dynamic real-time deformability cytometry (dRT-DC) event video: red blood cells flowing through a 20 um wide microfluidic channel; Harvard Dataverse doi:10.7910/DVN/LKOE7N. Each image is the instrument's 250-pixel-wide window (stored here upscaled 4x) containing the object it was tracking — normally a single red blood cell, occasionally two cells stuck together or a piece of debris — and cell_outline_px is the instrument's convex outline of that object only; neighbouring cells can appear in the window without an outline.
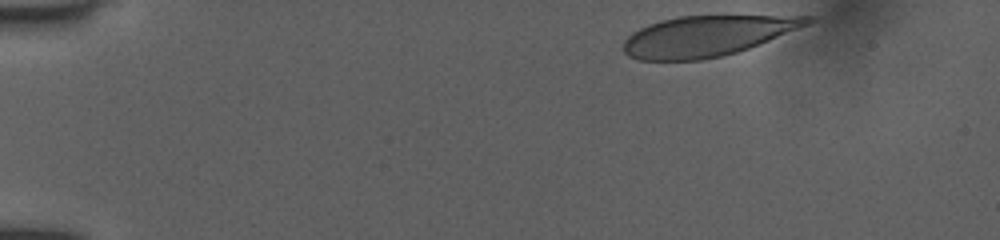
{"species": "human", "species_latin": "Homo sapiens", "temperature_condition": "room temperature", "stored_images_in_passage": 21, "camera_frame_rate_fps": 3000, "um_per_image_px": 0.085, "donor": {"sex": "female"}, "frame": {"image": 1, "passage_image": 1, "time_ms": 0.0, "image_size_px": [1000, 240], "cell_outline_px": [[816, 20], [808, 24], [748, 48], [736, 52], [720, 56], [700, 60], [640, 60], [628, 56], [624, 52], [624, 40], [632, 32], [640, 28], [660, 20], [680, 16], [816, 16]], "centroid_in_image_um": [60.06, 3.05], "position_along_channel_um": 24.9, "area_um2": 42.83}}
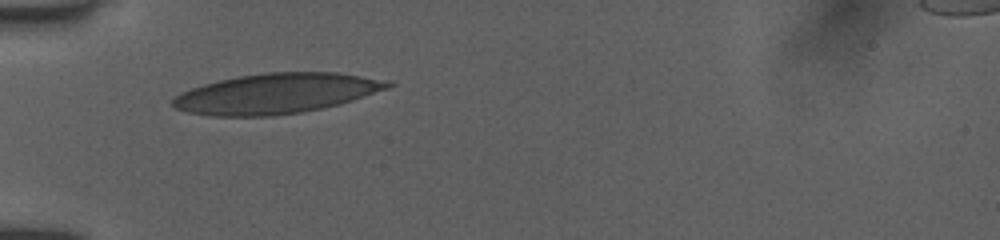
{"frame": {"image": 2, "passage_image": 15, "time_ms": 3.333, "image_size_px": [1000, 240], "cell_outline_px": [[396, 84], [388, 88], [340, 104], [300, 112], [264, 116], [216, 116], [188, 112], [176, 108], [172, 104], [172, 100], [180, 92], [204, 84], [220, 80], [240, 76], [268, 72], [336, 72], [392, 80]], "centroid_in_image_um": [23.53, 7.93], "position_along_channel_um": 61.5, "area_um2": 50.0}}
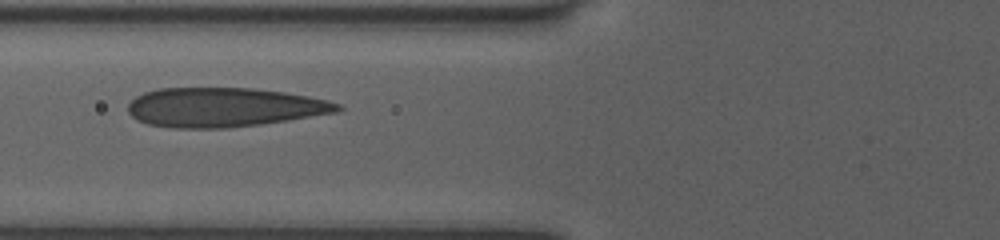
{"frame": {"image": 3, "passage_image": 20, "time_ms": 4.667, "image_size_px": [1000, 240], "cell_outline_px": [[344, 108], [332, 112], [284, 120], [256, 124], [220, 128], [176, 128], [148, 124], [136, 120], [128, 112], [128, 104], [136, 96], [144, 92], [160, 88], [252, 88], [284, 92], [308, 96], [328, 100], [340, 104]], "centroid_in_image_um": [18.96, 9.11], "position_along_channel_um": 106.8, "area_um2": 47.4}}